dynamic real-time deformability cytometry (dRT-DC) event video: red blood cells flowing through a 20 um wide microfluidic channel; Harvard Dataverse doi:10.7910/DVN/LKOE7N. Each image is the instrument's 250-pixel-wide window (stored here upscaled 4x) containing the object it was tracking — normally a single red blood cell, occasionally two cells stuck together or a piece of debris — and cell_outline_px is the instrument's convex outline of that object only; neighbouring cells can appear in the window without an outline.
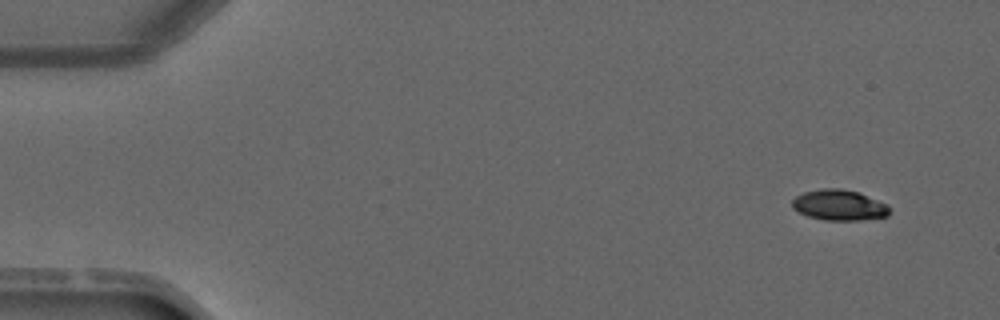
{"species": "common noctule bat (a hibernating species)", "species_latin": "Nyctalus noctula", "temperature_condition": "warm", "stored_images_in_passage": 3, "camera_frame_rate_fps": 3000, "um_per_image_px": 0.085, "animal": {"sex": "male", "forearm_length_mm": 52.5}, "frame": {"image": 1, "passage_image": 1, "time_ms": 0.0, "image_size_px": [1000, 320], "cell_outline_px": [[888, 216], [860, 220], [824, 220], [808, 216], [792, 208], [792, 200], [796, 196], [804, 192], [820, 188], [840, 188], [860, 192], [888, 204]], "centroid_in_image_um": [71.33, 17.42], "position_along_channel_um": 13.7, "area_um2": 17.46}}
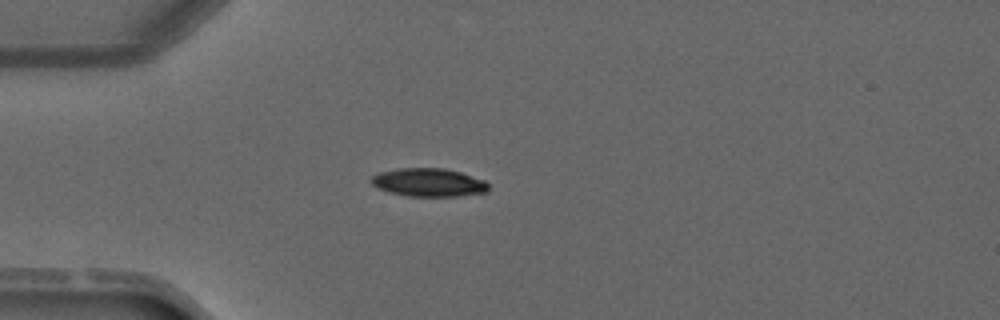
{"frame": {"image": 2, "passage_image": 3, "time_ms": 3.0, "image_size_px": [1000, 320], "cell_outline_px": [[488, 192], [460, 196], [408, 196], [388, 192], [372, 184], [368, 180], [372, 176], [380, 172], [400, 168], [444, 168], [460, 172], [484, 180], [488, 184]], "centroid_in_image_um": [36.43, 15.51], "position_along_channel_um": 48.6, "area_um2": 19.31}}